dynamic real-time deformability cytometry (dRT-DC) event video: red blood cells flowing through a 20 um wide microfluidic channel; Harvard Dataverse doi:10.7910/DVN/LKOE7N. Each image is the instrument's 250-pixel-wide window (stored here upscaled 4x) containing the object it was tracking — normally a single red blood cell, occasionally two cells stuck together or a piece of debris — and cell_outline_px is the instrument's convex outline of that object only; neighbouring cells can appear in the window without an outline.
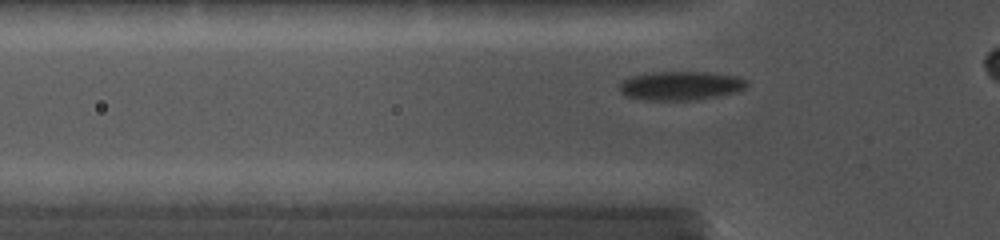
{"species": "common noctule bat (a hibernating species)", "species_latin": "Nyctalus noctula", "temperature_condition": "cold", "stored_images_in_passage": 26, "camera_frame_rate_fps": 5000, "um_per_image_px": 0.085, "animal": {"sex": "female", "body_mass_g": 19.0, "forearm_length_mm": 56.7}, "frame": {"image": 1, "passage_image": 5, "time_ms": 1.8, "image_size_px": [1000, 240], "cell_outline_px": [[748, 84], [744, 88], [736, 92], [696, 100], [648, 100], [624, 96], [620, 92], [620, 84], [624, 80], [632, 76], [652, 72], [716, 72], [740, 76], [748, 80]], "centroid_in_image_um": [57.9, 7.27], "position_along_channel_um": 67.9, "area_um2": 21.62}}
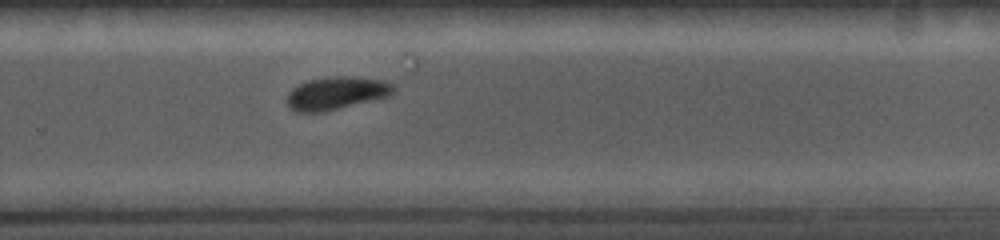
{"frame": {"image": 2, "passage_image": 19, "time_ms": 7.6, "image_size_px": [1000, 240], "cell_outline_px": [[396, 88], [388, 96], [324, 112], [296, 112], [288, 108], [284, 100], [288, 92], [292, 88], [308, 80], [328, 76], [352, 76], [384, 80], [392, 84]], "centroid_in_image_um": [28.52, 7.92], "position_along_channel_um": 301.3, "area_um2": 20.63}}
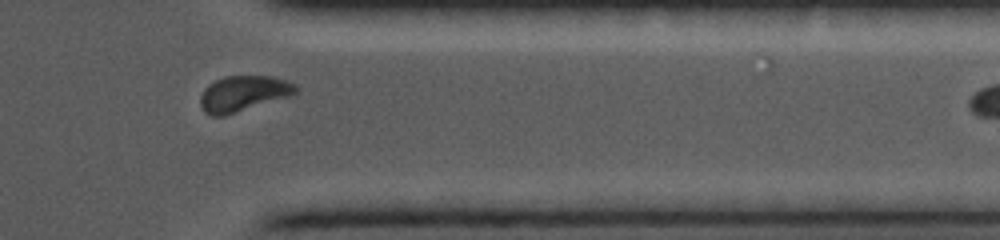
{"frame": {"image": 3, "passage_image": 24, "time_ms": 9.8, "image_size_px": [1000, 240], "cell_outline_px": [[300, 92], [292, 96], [224, 116], [212, 116], [204, 112], [200, 104], [200, 96], [204, 88], [208, 84], [224, 76], [272, 76], [288, 80], [296, 84], [300, 88]], "centroid_in_image_um": [20.74, 7.95], "position_along_channel_um": 390.7, "area_um2": 20.29}}